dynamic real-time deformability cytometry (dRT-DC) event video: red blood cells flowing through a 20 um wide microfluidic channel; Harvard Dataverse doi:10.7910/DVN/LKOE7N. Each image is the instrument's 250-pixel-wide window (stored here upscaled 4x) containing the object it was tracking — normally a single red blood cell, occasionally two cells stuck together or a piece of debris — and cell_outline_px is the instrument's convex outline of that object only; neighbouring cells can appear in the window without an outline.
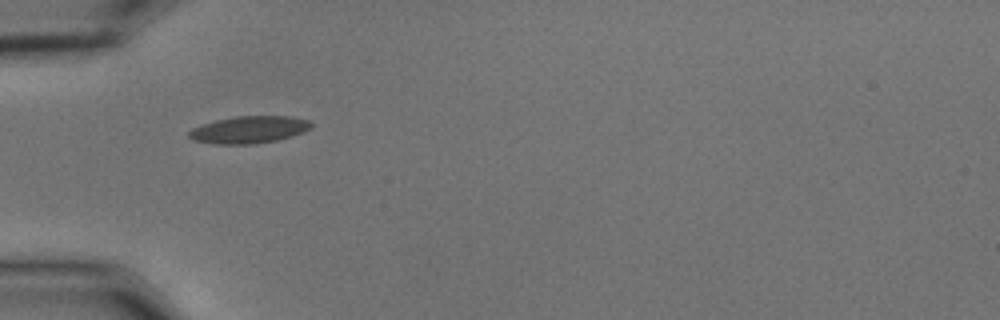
{"species": "common noctule bat (a hibernating species)", "species_latin": "Nyctalus noctula", "temperature_condition": "cold", "stored_images_in_passage": 39, "camera_frame_rate_fps": 3000, "um_per_image_px": 0.085, "animal": {"sex": "male", "body_mass_g": 15.6}, "frame": {"image": 1, "passage_image": 1, "time_ms": 0.0, "image_size_px": [1000, 320], "cell_outline_px": [[312, 124], [308, 128], [292, 136], [276, 140], [252, 144], [216, 144], [196, 140], [188, 136], [188, 132], [192, 128], [216, 120], [236, 116], [292, 116], [308, 120]], "centroid_in_image_um": [21.15, 11.01], "position_along_channel_um": 63.8, "area_um2": 19.02}}
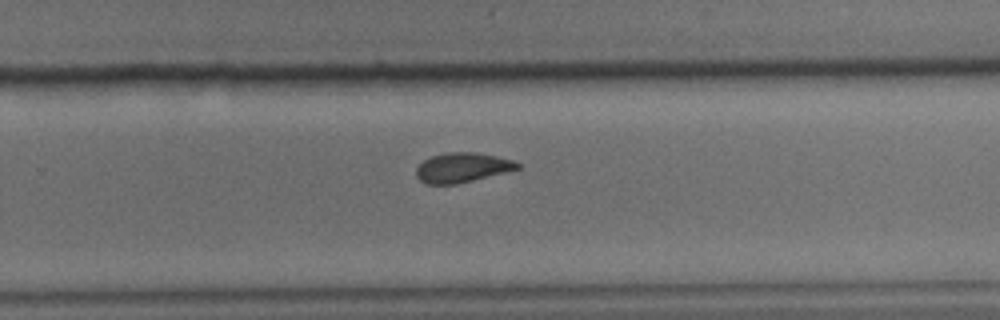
{"frame": {"image": 2, "passage_image": 20, "time_ms": 6.333, "image_size_px": [1000, 320], "cell_outline_px": [[520, 168], [456, 184], [424, 184], [416, 176], [416, 168], [424, 160], [432, 156], [448, 152], [472, 152], [496, 156], [512, 160], [520, 164]], "centroid_in_image_um": [39.25, 14.24], "position_along_channel_um": 290.6, "area_um2": 17.22}}
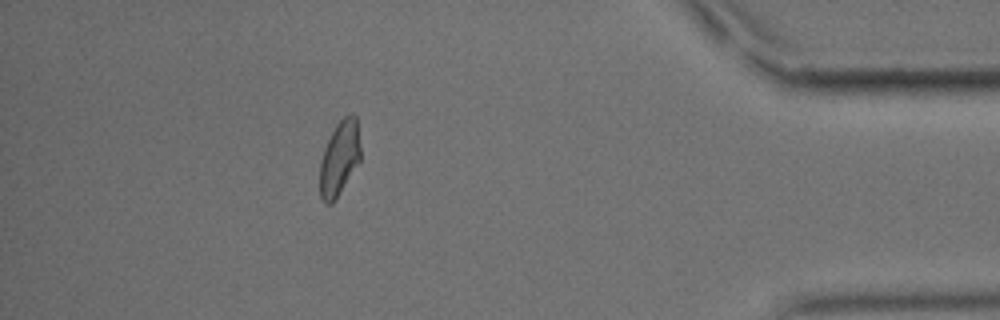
{"frame": {"image": 3, "passage_image": 33, "time_ms": 10.667, "image_size_px": [1000, 320], "cell_outline_px": [[360, 160], [332, 204], [324, 204], [320, 200], [320, 160], [324, 148], [336, 124], [344, 116], [356, 116], [360, 144]], "centroid_in_image_um": [28.83, 13.48], "position_along_channel_um": 406.4, "area_um2": 17.46}, "authors_computed_cell_mechanics": {"area_um2": 18.0914, "velocity_mm_per_s": 3.6178, "shape_relaxation_time_tau1_ms": 6.7807, "shape_relaxation_time_tau2_ms": 2.2991, "deformation_change_tau1": 0.1525, "deformation_change_tau2": 0.0703}}